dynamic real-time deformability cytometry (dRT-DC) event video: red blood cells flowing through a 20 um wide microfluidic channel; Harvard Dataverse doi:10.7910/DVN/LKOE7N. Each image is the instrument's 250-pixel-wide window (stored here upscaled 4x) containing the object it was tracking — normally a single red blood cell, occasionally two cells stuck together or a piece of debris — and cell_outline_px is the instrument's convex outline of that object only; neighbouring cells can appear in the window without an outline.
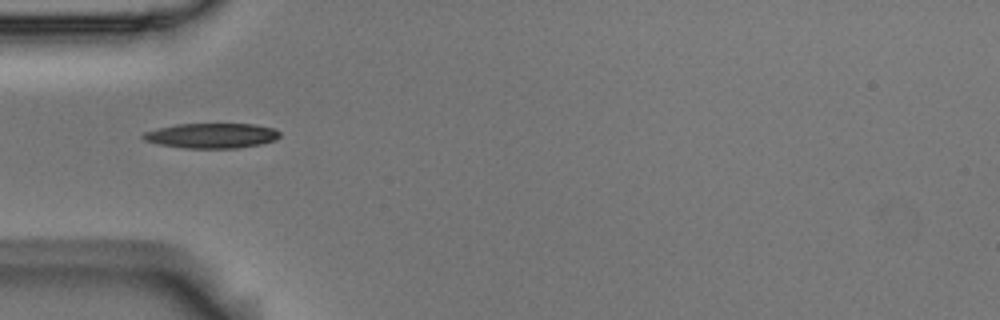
{"species": "Egyptian fruit bat (a non-hibernating species)", "species_latin": "Rousettus aegyptiacus", "temperature_condition": "room temperature", "stored_images_in_passage": 12, "camera_frame_rate_fps": 3000, "um_per_image_px": 0.085, "animal": {"sex": "male"}, "frame": {"image": 1, "passage_image": 2, "time_ms": 0.333, "image_size_px": [1000, 320], "cell_outline_px": [[280, 136], [276, 140], [260, 144], [240, 148], [184, 148], [156, 144], [144, 140], [140, 136], [144, 132], [176, 124], [256, 124], [272, 128], [280, 132]], "centroid_in_image_um": [17.98, 11.53], "position_along_channel_um": 67.0, "area_um2": 20.0}}
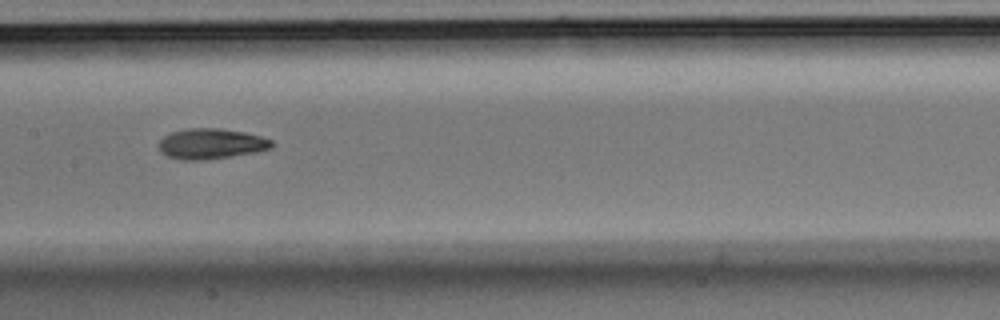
{"frame": {"image": 2, "passage_image": 5, "time_ms": 1.333, "image_size_px": [1000, 320], "cell_outline_px": [[272, 148], [256, 152], [204, 160], [184, 160], [168, 156], [160, 152], [160, 140], [164, 136], [172, 132], [188, 128], [220, 128], [244, 132], [260, 136], [272, 140]], "centroid_in_image_um": [17.95, 12.21], "position_along_channel_um": 189.5, "area_um2": 19.88}}
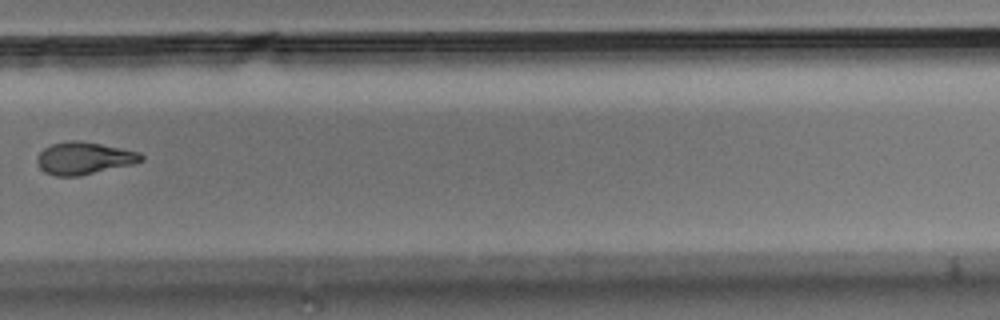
{"frame": {"image": 3, "passage_image": 8, "time_ms": 2.333, "image_size_px": [1000, 320], "cell_outline_px": [[144, 160], [132, 164], [80, 176], [56, 176], [44, 172], [40, 168], [36, 160], [36, 156], [44, 148], [52, 144], [68, 140], [80, 140], [140, 152], [144, 156]], "centroid_in_image_um": [7.12, 13.45], "position_along_channel_um": 322.7, "area_um2": 19.65}}